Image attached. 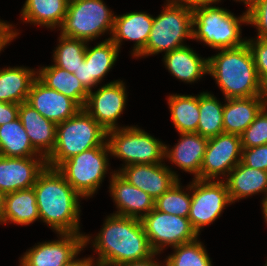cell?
<instances>
[{
    "mask_svg": "<svg viewBox=\"0 0 267 266\" xmlns=\"http://www.w3.org/2000/svg\"><path fill=\"white\" fill-rule=\"evenodd\" d=\"M92 240L98 258L97 266H116L150 258L155 252L150 247L141 220L111 214Z\"/></svg>",
    "mask_w": 267,
    "mask_h": 266,
    "instance_id": "obj_1",
    "label": "cell"
},
{
    "mask_svg": "<svg viewBox=\"0 0 267 266\" xmlns=\"http://www.w3.org/2000/svg\"><path fill=\"white\" fill-rule=\"evenodd\" d=\"M33 189L40 221L56 233L80 232V199L82 198L56 169L46 166Z\"/></svg>",
    "mask_w": 267,
    "mask_h": 266,
    "instance_id": "obj_2",
    "label": "cell"
},
{
    "mask_svg": "<svg viewBox=\"0 0 267 266\" xmlns=\"http://www.w3.org/2000/svg\"><path fill=\"white\" fill-rule=\"evenodd\" d=\"M218 51L208 57V74L215 79L224 99L260 96V79L247 43Z\"/></svg>",
    "mask_w": 267,
    "mask_h": 266,
    "instance_id": "obj_3",
    "label": "cell"
},
{
    "mask_svg": "<svg viewBox=\"0 0 267 266\" xmlns=\"http://www.w3.org/2000/svg\"><path fill=\"white\" fill-rule=\"evenodd\" d=\"M107 144V131L84 109L57 124L56 144L46 158L47 166L57 168L62 162L85 150Z\"/></svg>",
    "mask_w": 267,
    "mask_h": 266,
    "instance_id": "obj_4",
    "label": "cell"
},
{
    "mask_svg": "<svg viewBox=\"0 0 267 266\" xmlns=\"http://www.w3.org/2000/svg\"><path fill=\"white\" fill-rule=\"evenodd\" d=\"M192 12L193 40L201 41L215 50L235 48L246 43L241 37L240 26L248 24L247 10L240 17L218 6L198 7Z\"/></svg>",
    "mask_w": 267,
    "mask_h": 266,
    "instance_id": "obj_5",
    "label": "cell"
},
{
    "mask_svg": "<svg viewBox=\"0 0 267 266\" xmlns=\"http://www.w3.org/2000/svg\"><path fill=\"white\" fill-rule=\"evenodd\" d=\"M162 12L153 17L152 29L146 47L136 56L145 57L169 53L185 46L186 39H192L193 12L177 0H166Z\"/></svg>",
    "mask_w": 267,
    "mask_h": 266,
    "instance_id": "obj_6",
    "label": "cell"
},
{
    "mask_svg": "<svg viewBox=\"0 0 267 266\" xmlns=\"http://www.w3.org/2000/svg\"><path fill=\"white\" fill-rule=\"evenodd\" d=\"M114 18L103 0H69L60 34L90 42L109 31L112 35Z\"/></svg>",
    "mask_w": 267,
    "mask_h": 266,
    "instance_id": "obj_7",
    "label": "cell"
},
{
    "mask_svg": "<svg viewBox=\"0 0 267 266\" xmlns=\"http://www.w3.org/2000/svg\"><path fill=\"white\" fill-rule=\"evenodd\" d=\"M108 143L83 151L62 162L56 169L82 197H92L108 172Z\"/></svg>",
    "mask_w": 267,
    "mask_h": 266,
    "instance_id": "obj_8",
    "label": "cell"
},
{
    "mask_svg": "<svg viewBox=\"0 0 267 266\" xmlns=\"http://www.w3.org/2000/svg\"><path fill=\"white\" fill-rule=\"evenodd\" d=\"M110 156L125 163L161 164L165 159V144L136 126H124L107 131Z\"/></svg>",
    "mask_w": 267,
    "mask_h": 266,
    "instance_id": "obj_9",
    "label": "cell"
},
{
    "mask_svg": "<svg viewBox=\"0 0 267 266\" xmlns=\"http://www.w3.org/2000/svg\"><path fill=\"white\" fill-rule=\"evenodd\" d=\"M191 184V206L188 219L200 235V230L219 218L227 205H231L228 188L224 180L193 179Z\"/></svg>",
    "mask_w": 267,
    "mask_h": 266,
    "instance_id": "obj_10",
    "label": "cell"
},
{
    "mask_svg": "<svg viewBox=\"0 0 267 266\" xmlns=\"http://www.w3.org/2000/svg\"><path fill=\"white\" fill-rule=\"evenodd\" d=\"M150 247L161 253L167 246H178L195 240L199 235L188 217L164 213L155 208L141 219Z\"/></svg>",
    "mask_w": 267,
    "mask_h": 266,
    "instance_id": "obj_11",
    "label": "cell"
},
{
    "mask_svg": "<svg viewBox=\"0 0 267 266\" xmlns=\"http://www.w3.org/2000/svg\"><path fill=\"white\" fill-rule=\"evenodd\" d=\"M59 240L38 243L20 258L19 266H65L91 240L85 233H58Z\"/></svg>",
    "mask_w": 267,
    "mask_h": 266,
    "instance_id": "obj_12",
    "label": "cell"
},
{
    "mask_svg": "<svg viewBox=\"0 0 267 266\" xmlns=\"http://www.w3.org/2000/svg\"><path fill=\"white\" fill-rule=\"evenodd\" d=\"M241 158L240 135L222 133L209 138L201 164L200 180H219L222 176L227 177Z\"/></svg>",
    "mask_w": 267,
    "mask_h": 266,
    "instance_id": "obj_13",
    "label": "cell"
},
{
    "mask_svg": "<svg viewBox=\"0 0 267 266\" xmlns=\"http://www.w3.org/2000/svg\"><path fill=\"white\" fill-rule=\"evenodd\" d=\"M127 97L123 80H115L95 92L90 90L84 109L106 131L118 129L117 119L125 109Z\"/></svg>",
    "mask_w": 267,
    "mask_h": 266,
    "instance_id": "obj_14",
    "label": "cell"
},
{
    "mask_svg": "<svg viewBox=\"0 0 267 266\" xmlns=\"http://www.w3.org/2000/svg\"><path fill=\"white\" fill-rule=\"evenodd\" d=\"M116 172L131 185L148 193L155 200L179 180V175L165 163L132 164L123 166Z\"/></svg>",
    "mask_w": 267,
    "mask_h": 266,
    "instance_id": "obj_15",
    "label": "cell"
},
{
    "mask_svg": "<svg viewBox=\"0 0 267 266\" xmlns=\"http://www.w3.org/2000/svg\"><path fill=\"white\" fill-rule=\"evenodd\" d=\"M46 166V158L43 156H0V191L7 194L33 187Z\"/></svg>",
    "mask_w": 267,
    "mask_h": 266,
    "instance_id": "obj_16",
    "label": "cell"
},
{
    "mask_svg": "<svg viewBox=\"0 0 267 266\" xmlns=\"http://www.w3.org/2000/svg\"><path fill=\"white\" fill-rule=\"evenodd\" d=\"M27 103L55 124L71 118L81 109L74 100L47 87L38 78L31 86Z\"/></svg>",
    "mask_w": 267,
    "mask_h": 266,
    "instance_id": "obj_17",
    "label": "cell"
},
{
    "mask_svg": "<svg viewBox=\"0 0 267 266\" xmlns=\"http://www.w3.org/2000/svg\"><path fill=\"white\" fill-rule=\"evenodd\" d=\"M110 174L109 193L117 206L114 214L141 220L155 208V199L148 193L131 185L115 170Z\"/></svg>",
    "mask_w": 267,
    "mask_h": 266,
    "instance_id": "obj_18",
    "label": "cell"
},
{
    "mask_svg": "<svg viewBox=\"0 0 267 266\" xmlns=\"http://www.w3.org/2000/svg\"><path fill=\"white\" fill-rule=\"evenodd\" d=\"M153 16L146 12H129L115 15L114 26L109 39L119 48L123 40L135 42L132 56L136 57L147 44L152 29Z\"/></svg>",
    "mask_w": 267,
    "mask_h": 266,
    "instance_id": "obj_19",
    "label": "cell"
},
{
    "mask_svg": "<svg viewBox=\"0 0 267 266\" xmlns=\"http://www.w3.org/2000/svg\"><path fill=\"white\" fill-rule=\"evenodd\" d=\"M180 139L171 149L165 145V159L179 169L200 179V170L209 138L197 132L179 133Z\"/></svg>",
    "mask_w": 267,
    "mask_h": 266,
    "instance_id": "obj_20",
    "label": "cell"
},
{
    "mask_svg": "<svg viewBox=\"0 0 267 266\" xmlns=\"http://www.w3.org/2000/svg\"><path fill=\"white\" fill-rule=\"evenodd\" d=\"M21 123L29 136L32 146L45 158L56 144L57 124L44 118L27 102L19 104Z\"/></svg>",
    "mask_w": 267,
    "mask_h": 266,
    "instance_id": "obj_21",
    "label": "cell"
},
{
    "mask_svg": "<svg viewBox=\"0 0 267 266\" xmlns=\"http://www.w3.org/2000/svg\"><path fill=\"white\" fill-rule=\"evenodd\" d=\"M224 180L231 203L237 200L247 198L259 192L267 197V171L250 168L241 161L230 171Z\"/></svg>",
    "mask_w": 267,
    "mask_h": 266,
    "instance_id": "obj_22",
    "label": "cell"
},
{
    "mask_svg": "<svg viewBox=\"0 0 267 266\" xmlns=\"http://www.w3.org/2000/svg\"><path fill=\"white\" fill-rule=\"evenodd\" d=\"M224 100V133L237 135H241L267 105L260 96Z\"/></svg>",
    "mask_w": 267,
    "mask_h": 266,
    "instance_id": "obj_23",
    "label": "cell"
},
{
    "mask_svg": "<svg viewBox=\"0 0 267 266\" xmlns=\"http://www.w3.org/2000/svg\"><path fill=\"white\" fill-rule=\"evenodd\" d=\"M163 62L172 76L186 83H194L208 74V58L200 57L187 45L166 53Z\"/></svg>",
    "mask_w": 267,
    "mask_h": 266,
    "instance_id": "obj_24",
    "label": "cell"
},
{
    "mask_svg": "<svg viewBox=\"0 0 267 266\" xmlns=\"http://www.w3.org/2000/svg\"><path fill=\"white\" fill-rule=\"evenodd\" d=\"M36 78L37 71L24 66L0 69V101L18 104L27 102Z\"/></svg>",
    "mask_w": 267,
    "mask_h": 266,
    "instance_id": "obj_25",
    "label": "cell"
},
{
    "mask_svg": "<svg viewBox=\"0 0 267 266\" xmlns=\"http://www.w3.org/2000/svg\"><path fill=\"white\" fill-rule=\"evenodd\" d=\"M37 78L47 87L64 94L84 108L89 91L74 73H69L53 64L38 69Z\"/></svg>",
    "mask_w": 267,
    "mask_h": 266,
    "instance_id": "obj_26",
    "label": "cell"
},
{
    "mask_svg": "<svg viewBox=\"0 0 267 266\" xmlns=\"http://www.w3.org/2000/svg\"><path fill=\"white\" fill-rule=\"evenodd\" d=\"M39 219L40 216L33 187L10 192L5 195L2 224L11 222L25 226Z\"/></svg>",
    "mask_w": 267,
    "mask_h": 266,
    "instance_id": "obj_27",
    "label": "cell"
},
{
    "mask_svg": "<svg viewBox=\"0 0 267 266\" xmlns=\"http://www.w3.org/2000/svg\"><path fill=\"white\" fill-rule=\"evenodd\" d=\"M69 0H26L21 10L23 22L60 28L66 16Z\"/></svg>",
    "mask_w": 267,
    "mask_h": 266,
    "instance_id": "obj_28",
    "label": "cell"
},
{
    "mask_svg": "<svg viewBox=\"0 0 267 266\" xmlns=\"http://www.w3.org/2000/svg\"><path fill=\"white\" fill-rule=\"evenodd\" d=\"M0 156H42L31 144L20 118L0 126Z\"/></svg>",
    "mask_w": 267,
    "mask_h": 266,
    "instance_id": "obj_29",
    "label": "cell"
},
{
    "mask_svg": "<svg viewBox=\"0 0 267 266\" xmlns=\"http://www.w3.org/2000/svg\"><path fill=\"white\" fill-rule=\"evenodd\" d=\"M171 120L179 133L197 132L199 95L171 94L168 97Z\"/></svg>",
    "mask_w": 267,
    "mask_h": 266,
    "instance_id": "obj_30",
    "label": "cell"
},
{
    "mask_svg": "<svg viewBox=\"0 0 267 266\" xmlns=\"http://www.w3.org/2000/svg\"><path fill=\"white\" fill-rule=\"evenodd\" d=\"M119 51L109 38L92 48L86 46L85 61L88 64L89 77L96 87L115 65Z\"/></svg>",
    "mask_w": 267,
    "mask_h": 266,
    "instance_id": "obj_31",
    "label": "cell"
},
{
    "mask_svg": "<svg viewBox=\"0 0 267 266\" xmlns=\"http://www.w3.org/2000/svg\"><path fill=\"white\" fill-rule=\"evenodd\" d=\"M223 109L222 104L209 92L199 94V121L197 133L201 136L211 138L224 133L223 129Z\"/></svg>",
    "mask_w": 267,
    "mask_h": 266,
    "instance_id": "obj_32",
    "label": "cell"
},
{
    "mask_svg": "<svg viewBox=\"0 0 267 266\" xmlns=\"http://www.w3.org/2000/svg\"><path fill=\"white\" fill-rule=\"evenodd\" d=\"M58 39L59 44L53 53L54 65L69 73H74L80 63L85 60L87 42L61 34Z\"/></svg>",
    "mask_w": 267,
    "mask_h": 266,
    "instance_id": "obj_33",
    "label": "cell"
},
{
    "mask_svg": "<svg viewBox=\"0 0 267 266\" xmlns=\"http://www.w3.org/2000/svg\"><path fill=\"white\" fill-rule=\"evenodd\" d=\"M174 253L165 259V266H212L211 259L198 237L187 243L172 247Z\"/></svg>",
    "mask_w": 267,
    "mask_h": 266,
    "instance_id": "obj_34",
    "label": "cell"
},
{
    "mask_svg": "<svg viewBox=\"0 0 267 266\" xmlns=\"http://www.w3.org/2000/svg\"><path fill=\"white\" fill-rule=\"evenodd\" d=\"M180 179L165 193L155 200V209L164 213L188 217L191 206V185L186 190L182 189Z\"/></svg>",
    "mask_w": 267,
    "mask_h": 266,
    "instance_id": "obj_35",
    "label": "cell"
},
{
    "mask_svg": "<svg viewBox=\"0 0 267 266\" xmlns=\"http://www.w3.org/2000/svg\"><path fill=\"white\" fill-rule=\"evenodd\" d=\"M240 136L242 149L267 144V105Z\"/></svg>",
    "mask_w": 267,
    "mask_h": 266,
    "instance_id": "obj_36",
    "label": "cell"
},
{
    "mask_svg": "<svg viewBox=\"0 0 267 266\" xmlns=\"http://www.w3.org/2000/svg\"><path fill=\"white\" fill-rule=\"evenodd\" d=\"M248 24L257 29V37L267 39V0H256L247 10Z\"/></svg>",
    "mask_w": 267,
    "mask_h": 266,
    "instance_id": "obj_37",
    "label": "cell"
},
{
    "mask_svg": "<svg viewBox=\"0 0 267 266\" xmlns=\"http://www.w3.org/2000/svg\"><path fill=\"white\" fill-rule=\"evenodd\" d=\"M246 43L251 50L256 72L261 80L267 74V39L256 37V39H246Z\"/></svg>",
    "mask_w": 267,
    "mask_h": 266,
    "instance_id": "obj_38",
    "label": "cell"
},
{
    "mask_svg": "<svg viewBox=\"0 0 267 266\" xmlns=\"http://www.w3.org/2000/svg\"><path fill=\"white\" fill-rule=\"evenodd\" d=\"M241 162L250 168L267 171V144L243 148Z\"/></svg>",
    "mask_w": 267,
    "mask_h": 266,
    "instance_id": "obj_39",
    "label": "cell"
},
{
    "mask_svg": "<svg viewBox=\"0 0 267 266\" xmlns=\"http://www.w3.org/2000/svg\"><path fill=\"white\" fill-rule=\"evenodd\" d=\"M19 104L0 101V126L17 119Z\"/></svg>",
    "mask_w": 267,
    "mask_h": 266,
    "instance_id": "obj_40",
    "label": "cell"
},
{
    "mask_svg": "<svg viewBox=\"0 0 267 266\" xmlns=\"http://www.w3.org/2000/svg\"><path fill=\"white\" fill-rule=\"evenodd\" d=\"M13 29L12 24L8 22H4L0 26V52L18 36L19 33Z\"/></svg>",
    "mask_w": 267,
    "mask_h": 266,
    "instance_id": "obj_41",
    "label": "cell"
},
{
    "mask_svg": "<svg viewBox=\"0 0 267 266\" xmlns=\"http://www.w3.org/2000/svg\"><path fill=\"white\" fill-rule=\"evenodd\" d=\"M74 75L79 79V81L88 91L92 90V88L96 86L89 77L88 64L85 60L80 63V66L77 70H75Z\"/></svg>",
    "mask_w": 267,
    "mask_h": 266,
    "instance_id": "obj_42",
    "label": "cell"
},
{
    "mask_svg": "<svg viewBox=\"0 0 267 266\" xmlns=\"http://www.w3.org/2000/svg\"><path fill=\"white\" fill-rule=\"evenodd\" d=\"M177 1L185 4L191 10H193V9L198 8V7L212 6L213 4L215 5L221 0H177Z\"/></svg>",
    "mask_w": 267,
    "mask_h": 266,
    "instance_id": "obj_43",
    "label": "cell"
},
{
    "mask_svg": "<svg viewBox=\"0 0 267 266\" xmlns=\"http://www.w3.org/2000/svg\"><path fill=\"white\" fill-rule=\"evenodd\" d=\"M155 255H158V253H155L153 256L146 260L137 261V262H129L121 265L116 266H164V263H159L157 260H155ZM163 264V265H162Z\"/></svg>",
    "mask_w": 267,
    "mask_h": 266,
    "instance_id": "obj_44",
    "label": "cell"
},
{
    "mask_svg": "<svg viewBox=\"0 0 267 266\" xmlns=\"http://www.w3.org/2000/svg\"><path fill=\"white\" fill-rule=\"evenodd\" d=\"M65 266H97L93 257L77 259V256Z\"/></svg>",
    "mask_w": 267,
    "mask_h": 266,
    "instance_id": "obj_45",
    "label": "cell"
},
{
    "mask_svg": "<svg viewBox=\"0 0 267 266\" xmlns=\"http://www.w3.org/2000/svg\"><path fill=\"white\" fill-rule=\"evenodd\" d=\"M260 97L267 104V74L260 80Z\"/></svg>",
    "mask_w": 267,
    "mask_h": 266,
    "instance_id": "obj_46",
    "label": "cell"
},
{
    "mask_svg": "<svg viewBox=\"0 0 267 266\" xmlns=\"http://www.w3.org/2000/svg\"><path fill=\"white\" fill-rule=\"evenodd\" d=\"M5 193L0 191V224H2V216L4 213Z\"/></svg>",
    "mask_w": 267,
    "mask_h": 266,
    "instance_id": "obj_47",
    "label": "cell"
},
{
    "mask_svg": "<svg viewBox=\"0 0 267 266\" xmlns=\"http://www.w3.org/2000/svg\"><path fill=\"white\" fill-rule=\"evenodd\" d=\"M262 213H263L265 222L267 224V197H266L265 201L262 204Z\"/></svg>",
    "mask_w": 267,
    "mask_h": 266,
    "instance_id": "obj_48",
    "label": "cell"
},
{
    "mask_svg": "<svg viewBox=\"0 0 267 266\" xmlns=\"http://www.w3.org/2000/svg\"><path fill=\"white\" fill-rule=\"evenodd\" d=\"M234 1H238V2L242 1L246 5L247 10H248L256 0H234Z\"/></svg>",
    "mask_w": 267,
    "mask_h": 266,
    "instance_id": "obj_49",
    "label": "cell"
},
{
    "mask_svg": "<svg viewBox=\"0 0 267 266\" xmlns=\"http://www.w3.org/2000/svg\"><path fill=\"white\" fill-rule=\"evenodd\" d=\"M4 23V21L0 20V26Z\"/></svg>",
    "mask_w": 267,
    "mask_h": 266,
    "instance_id": "obj_50",
    "label": "cell"
}]
</instances>
